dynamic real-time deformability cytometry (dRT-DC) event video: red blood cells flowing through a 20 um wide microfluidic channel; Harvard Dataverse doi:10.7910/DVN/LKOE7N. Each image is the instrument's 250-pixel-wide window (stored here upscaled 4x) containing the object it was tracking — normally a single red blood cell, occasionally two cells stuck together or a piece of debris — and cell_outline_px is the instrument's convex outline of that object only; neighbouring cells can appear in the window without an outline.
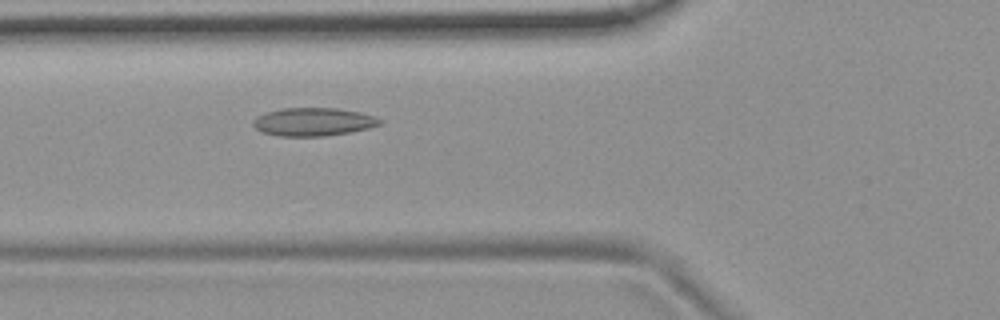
{"species": "common noctule bat (a hibernating species)", "species_latin": "Nyctalus noctula", "temperature_condition": "room temperature", "stored_images_in_passage": 51, "camera_frame_rate_fps": 3000, "um_per_image_px": 0.085, "animal": {"sex": "female", "body_mass_g": 19.9}, "frame": {"image": 1, "passage_image": 17, "time_ms": 5.333, "image_size_px": [1000, 320], "cell_outline_px": [[380, 124], [368, 128], [348, 132], [324, 136], [280, 136], [260, 132], [252, 124], [252, 120], [268, 112], [284, 108], [336, 108], [360, 112], [376, 116], [380, 120]], "centroid_in_image_um": [26.62, 10.36], "position_along_channel_um": 99.2, "area_um2": 20.58}}
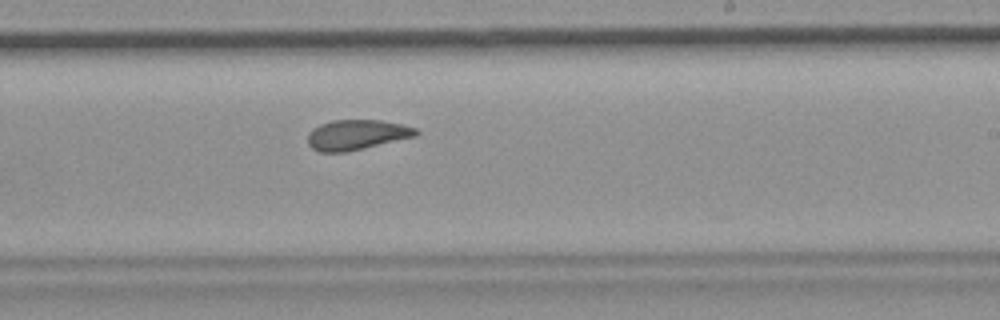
{"frame": {"image": 2, "passage_image": 30, "time_ms": 9.667, "image_size_px": [1000, 320], "cell_outline_px": [[420, 132], [416, 136], [348, 152], [320, 152], [312, 148], [308, 144], [308, 132], [312, 128], [320, 124], [332, 120], [380, 120], [400, 124], [416, 128]], "centroid_in_image_um": [30.3, 11.46], "position_along_channel_um": 258.7, "area_um2": 19.07}}
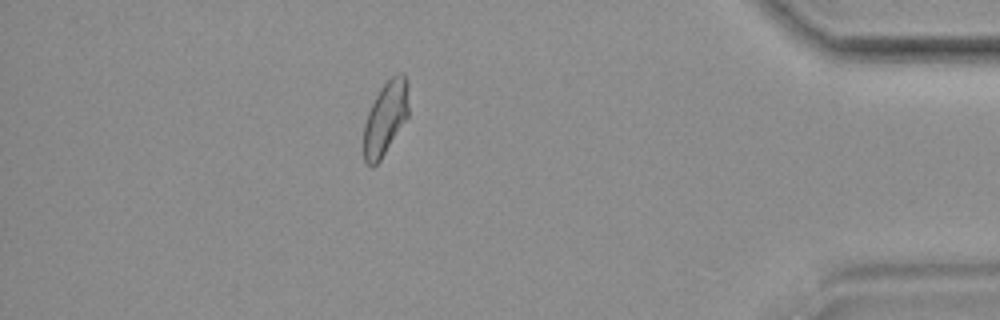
{"frame": {"image": 3, "passage_image": 45, "time_ms": 14.667, "image_size_px": [1000, 320], "cell_outline_px": [[408, 116], [380, 160], [372, 168], [364, 160], [364, 124], [368, 112], [380, 88], [392, 76], [400, 72], [404, 72], [408, 84]], "centroid_in_image_um": [32.77, 10.01], "position_along_channel_um": 402.4, "area_um2": 19.07}, "authors_computed_cell_mechanics": {"area_um2": 19.652, "velocity_mm_per_s": 3.6926, "shape_relaxation_time_tau1_ms": null, "shape_relaxation_time_tau2_ms": 2.5613, "deformation_change_tau1": null, "deformation_change_tau2": 0.0949}}